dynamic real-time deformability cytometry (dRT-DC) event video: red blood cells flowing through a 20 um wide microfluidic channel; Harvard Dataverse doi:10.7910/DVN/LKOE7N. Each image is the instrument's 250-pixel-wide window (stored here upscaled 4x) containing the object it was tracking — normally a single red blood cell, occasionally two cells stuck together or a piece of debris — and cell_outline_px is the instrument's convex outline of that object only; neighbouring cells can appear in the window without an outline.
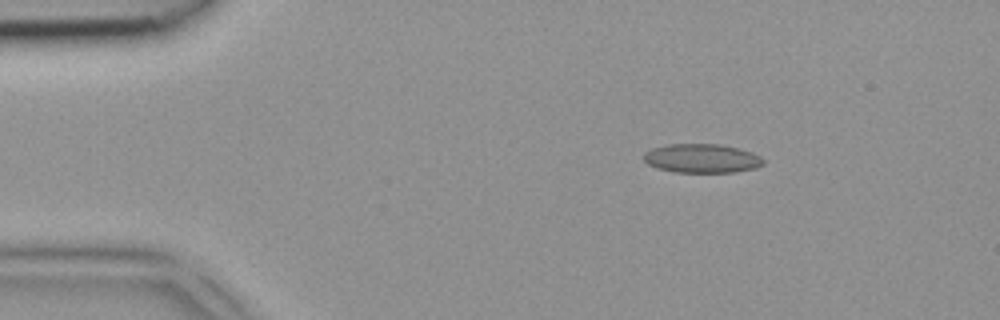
{"species": "common noctule bat (a hibernating species)", "species_latin": "Nyctalus noctula", "temperature_condition": "room temperature", "stored_images_in_passage": 5, "camera_frame_rate_fps": 3000, "um_per_image_px": 0.085, "animal": {"sex": "female", "body_mass_g": 18.4}, "frame": {"image": 1, "passage_image": 2, "time_ms": 0.333, "image_size_px": [1000, 320], "cell_outline_px": [[764, 164], [756, 168], [736, 172], [676, 172], [656, 168], [648, 164], [644, 160], [644, 152], [652, 148], [668, 144], [720, 144], [740, 148], [752, 152], [760, 156], [764, 160]], "centroid_in_image_um": [59.67, 13.46], "position_along_channel_um": 25.3, "area_um2": 20.35}}
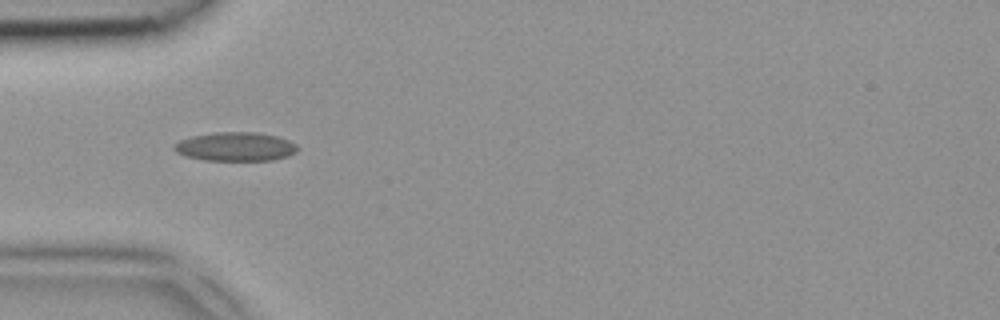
{"frame": {"image": 2, "passage_image": 4, "time_ms": 1.0, "image_size_px": [1000, 320], "cell_outline_px": [[296, 152], [288, 156], [272, 160], [204, 160], [184, 156], [176, 152], [172, 148], [180, 140], [192, 136], [216, 132], [256, 132], [276, 136], [288, 140], [296, 144]], "centroid_in_image_um": [20.0, 12.46], "position_along_channel_um": 65.0, "area_um2": 20.63}}